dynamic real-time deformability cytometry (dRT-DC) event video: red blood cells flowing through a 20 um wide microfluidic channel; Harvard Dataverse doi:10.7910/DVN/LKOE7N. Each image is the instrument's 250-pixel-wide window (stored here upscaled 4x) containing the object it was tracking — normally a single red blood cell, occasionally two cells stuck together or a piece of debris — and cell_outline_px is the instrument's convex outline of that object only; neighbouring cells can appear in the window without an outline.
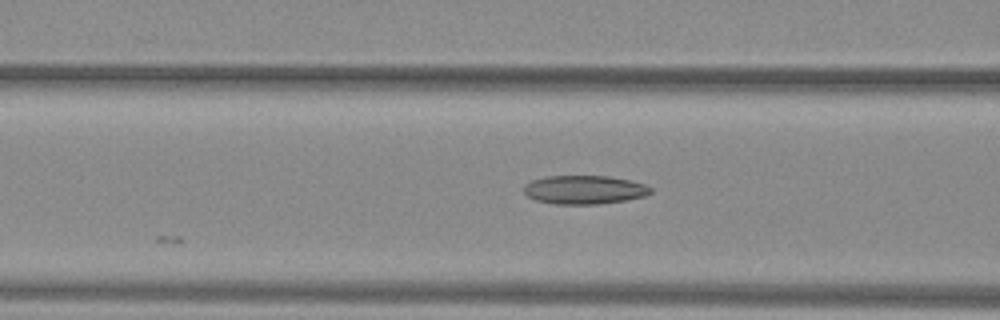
{"species": "common noctule bat (a hibernating species)", "species_latin": "Nyctalus noctula", "temperature_condition": "warm", "stored_images_in_passage": 6, "camera_frame_rate_fps": 3000, "um_per_image_px": 0.085, "animal": {"sex": "female", "body_mass_g": 29.2, "forearm_length_mm": 56.3}, "frame": {"image": 1, "passage_image": 6, "time_ms": 1.667, "image_size_px": [1000, 320], "cell_outline_px": [[652, 192], [644, 196], [624, 200], [600, 204], [556, 204], [536, 200], [528, 196], [524, 192], [524, 184], [532, 180], [544, 176], [608, 176], [632, 180], [644, 184], [652, 188]], "centroid_in_image_um": [49.67, 16.12], "position_along_channel_um": 116.9, "area_um2": 21.21}}